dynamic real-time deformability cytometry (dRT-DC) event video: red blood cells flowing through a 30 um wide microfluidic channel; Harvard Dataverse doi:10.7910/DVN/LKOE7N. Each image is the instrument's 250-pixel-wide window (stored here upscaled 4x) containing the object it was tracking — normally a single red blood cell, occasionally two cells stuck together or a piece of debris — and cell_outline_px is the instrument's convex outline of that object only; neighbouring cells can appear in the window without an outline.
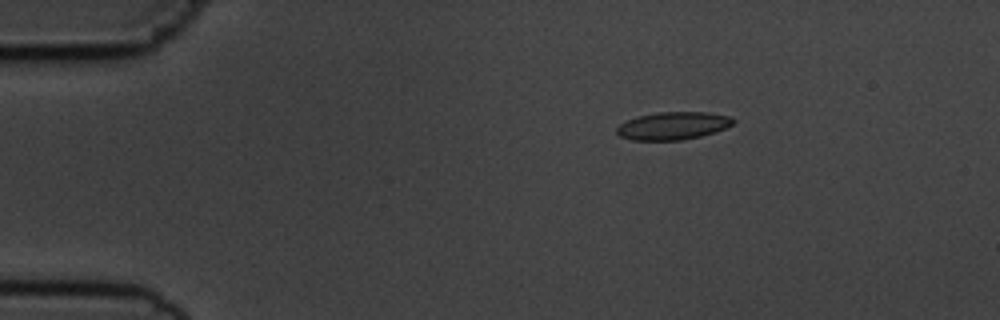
{"species": "common noctule bat (a hibernating species)", "species_latin": "Nyctalus noctula", "temperature_condition": "cold", "stored_images_in_passage": 3, "camera_frame_rate_fps": 3000, "um_per_image_px": 0.085, "animal": {"sex": "male", "body_mass_g": 19.5, "forearm_length_mm": 54.6}, "frame": {"image": 1, "passage_image": 1, "time_ms": 0.0, "image_size_px": [1000, 320], "cell_outline_px": [[736, 120], [732, 124], [724, 128], [700, 136], [680, 140], [632, 140], [620, 136], [616, 132], [616, 128], [620, 124], [628, 120], [640, 116], [660, 112], [708, 112], [732, 116]], "centroid_in_image_um": [57.22, 10.68], "position_along_channel_um": 27.8, "area_um2": 18.61}}